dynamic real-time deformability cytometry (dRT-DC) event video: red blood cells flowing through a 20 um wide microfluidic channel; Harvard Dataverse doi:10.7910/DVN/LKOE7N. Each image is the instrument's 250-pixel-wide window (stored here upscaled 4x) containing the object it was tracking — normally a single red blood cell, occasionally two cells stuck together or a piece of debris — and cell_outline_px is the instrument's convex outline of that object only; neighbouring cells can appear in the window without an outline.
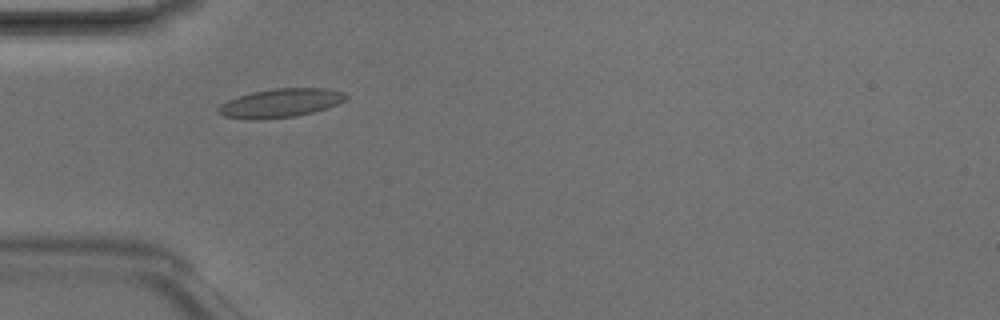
{"species": "Egyptian fruit bat (a non-hibernating species)", "species_latin": "Rousettus aegyptiacus", "temperature_condition": "room temperature", "stored_images_in_passage": 7, "camera_frame_rate_fps": 3000, "um_per_image_px": 0.085, "animal": {"sex": "male"}, "frame": {"image": 1, "passage_image": 4, "time_ms": 1.0, "image_size_px": [1000, 320], "cell_outline_px": [[348, 96], [344, 100], [336, 104], [312, 112], [296, 116], [264, 120], [248, 120], [224, 116], [216, 112], [216, 108], [220, 104], [228, 100], [252, 92], [272, 88], [328, 88], [344, 92]], "centroid_in_image_um": [23.79, 8.76], "position_along_channel_um": 61.2, "area_um2": 21.5}}